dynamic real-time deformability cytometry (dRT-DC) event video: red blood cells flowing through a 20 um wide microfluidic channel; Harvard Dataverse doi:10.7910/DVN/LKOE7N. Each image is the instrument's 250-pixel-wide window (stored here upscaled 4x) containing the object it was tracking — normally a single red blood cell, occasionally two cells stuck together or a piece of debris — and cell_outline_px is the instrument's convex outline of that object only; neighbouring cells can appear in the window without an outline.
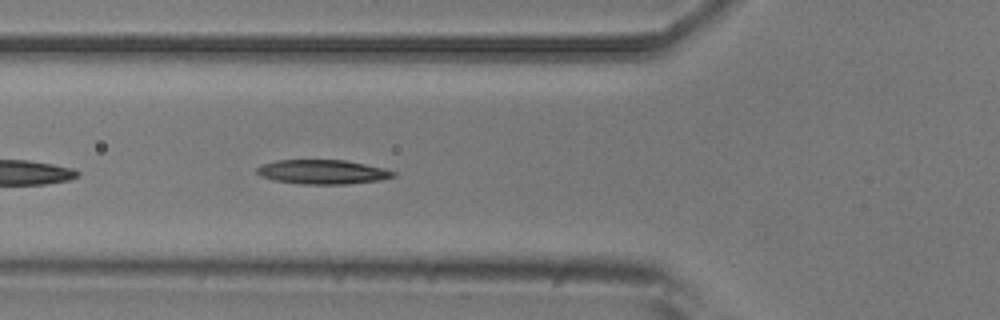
{"species": "common noctule bat (a hibernating species)", "species_latin": "Nyctalus noctula", "temperature_condition": "room temperature", "stored_images_in_passage": 11, "camera_frame_rate_fps": 3000, "um_per_image_px": 0.085, "animal": {"sex": "male", "body_mass_g": 20.5, "forearm_length_mm": 52.5}, "frame": {"image": 1, "passage_image": 5, "time_ms": 1.333, "image_size_px": [1000, 320], "cell_outline_px": [[396, 176], [380, 180], [348, 184], [300, 184], [272, 180], [260, 176], [256, 172], [256, 168], [264, 164], [276, 160], [344, 160], [384, 168], [396, 172]], "centroid_in_image_um": [27.41, 14.62], "position_along_channel_um": 98.4, "area_um2": 19.36}}
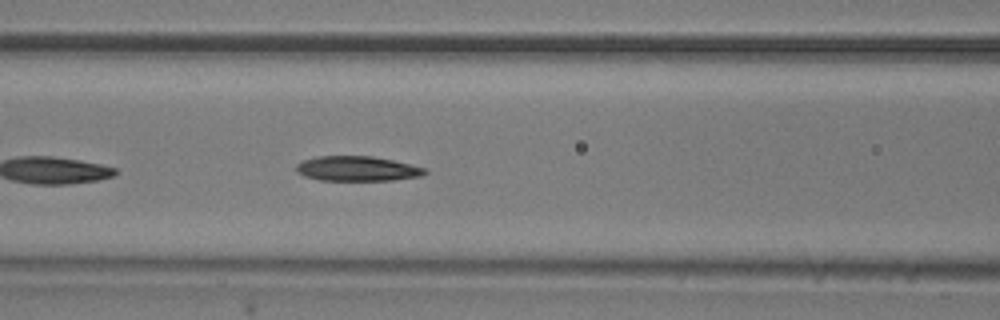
{"frame": {"image": 2, "passage_image": 8, "time_ms": 2.333, "image_size_px": [1000, 320], "cell_outline_px": [[428, 172], [420, 176], [392, 180], [320, 180], [304, 176], [296, 172], [296, 164], [304, 160], [320, 156], [372, 156], [392, 160], [424, 168]], "centroid_in_image_um": [30.33, 14.33], "position_along_channel_um": 136.3, "area_um2": 18.44}}